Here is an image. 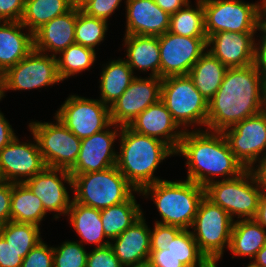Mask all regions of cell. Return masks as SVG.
Instances as JSON below:
<instances>
[{
	"label": "cell",
	"instance_id": "cell-1",
	"mask_svg": "<svg viewBox=\"0 0 266 267\" xmlns=\"http://www.w3.org/2000/svg\"><path fill=\"white\" fill-rule=\"evenodd\" d=\"M266 109V80L255 68H228L216 94L208 102L207 128H226Z\"/></svg>",
	"mask_w": 266,
	"mask_h": 267
},
{
	"label": "cell",
	"instance_id": "cell-2",
	"mask_svg": "<svg viewBox=\"0 0 266 267\" xmlns=\"http://www.w3.org/2000/svg\"><path fill=\"white\" fill-rule=\"evenodd\" d=\"M175 154L187 159V179L203 187L214 181L210 176L227 175L228 180L246 170L231 152L223 132L184 131Z\"/></svg>",
	"mask_w": 266,
	"mask_h": 267
},
{
	"label": "cell",
	"instance_id": "cell-3",
	"mask_svg": "<svg viewBox=\"0 0 266 267\" xmlns=\"http://www.w3.org/2000/svg\"><path fill=\"white\" fill-rule=\"evenodd\" d=\"M120 154L116 167L127 181L137 190L158 182L153 177L159 163L175 151L163 141L139 134L128 126H121Z\"/></svg>",
	"mask_w": 266,
	"mask_h": 267
},
{
	"label": "cell",
	"instance_id": "cell-4",
	"mask_svg": "<svg viewBox=\"0 0 266 267\" xmlns=\"http://www.w3.org/2000/svg\"><path fill=\"white\" fill-rule=\"evenodd\" d=\"M139 193L145 196L151 194L162 218L156 223L188 229L205 196V187L188 179L177 182L159 180L145 186Z\"/></svg>",
	"mask_w": 266,
	"mask_h": 267
},
{
	"label": "cell",
	"instance_id": "cell-5",
	"mask_svg": "<svg viewBox=\"0 0 266 267\" xmlns=\"http://www.w3.org/2000/svg\"><path fill=\"white\" fill-rule=\"evenodd\" d=\"M73 200L95 209H104L129 200L137 191L116 166L103 171L72 176Z\"/></svg>",
	"mask_w": 266,
	"mask_h": 267
},
{
	"label": "cell",
	"instance_id": "cell-6",
	"mask_svg": "<svg viewBox=\"0 0 266 267\" xmlns=\"http://www.w3.org/2000/svg\"><path fill=\"white\" fill-rule=\"evenodd\" d=\"M262 190L250 169L238 177L213 181L205 187V196L219 205L233 219H254L258 210Z\"/></svg>",
	"mask_w": 266,
	"mask_h": 267
},
{
	"label": "cell",
	"instance_id": "cell-7",
	"mask_svg": "<svg viewBox=\"0 0 266 267\" xmlns=\"http://www.w3.org/2000/svg\"><path fill=\"white\" fill-rule=\"evenodd\" d=\"M233 219L219 205L206 196L201 200L191 231L200 251L214 265L229 248ZM226 244V245H225Z\"/></svg>",
	"mask_w": 266,
	"mask_h": 267
},
{
	"label": "cell",
	"instance_id": "cell-8",
	"mask_svg": "<svg viewBox=\"0 0 266 267\" xmlns=\"http://www.w3.org/2000/svg\"><path fill=\"white\" fill-rule=\"evenodd\" d=\"M264 0L249 4L241 0H202L205 33L256 32L261 30Z\"/></svg>",
	"mask_w": 266,
	"mask_h": 267
},
{
	"label": "cell",
	"instance_id": "cell-9",
	"mask_svg": "<svg viewBox=\"0 0 266 267\" xmlns=\"http://www.w3.org/2000/svg\"><path fill=\"white\" fill-rule=\"evenodd\" d=\"M160 99L179 128L194 123L207 126L208 101L197 90L189 75L163 78Z\"/></svg>",
	"mask_w": 266,
	"mask_h": 267
},
{
	"label": "cell",
	"instance_id": "cell-10",
	"mask_svg": "<svg viewBox=\"0 0 266 267\" xmlns=\"http://www.w3.org/2000/svg\"><path fill=\"white\" fill-rule=\"evenodd\" d=\"M55 120L56 124L32 122L29 129L38 142L46 166L69 171L78 158L81 139L56 117Z\"/></svg>",
	"mask_w": 266,
	"mask_h": 267
},
{
	"label": "cell",
	"instance_id": "cell-11",
	"mask_svg": "<svg viewBox=\"0 0 266 267\" xmlns=\"http://www.w3.org/2000/svg\"><path fill=\"white\" fill-rule=\"evenodd\" d=\"M32 50L24 59L2 74L5 90H31L61 82L55 54Z\"/></svg>",
	"mask_w": 266,
	"mask_h": 267
},
{
	"label": "cell",
	"instance_id": "cell-12",
	"mask_svg": "<svg viewBox=\"0 0 266 267\" xmlns=\"http://www.w3.org/2000/svg\"><path fill=\"white\" fill-rule=\"evenodd\" d=\"M55 117L80 139L90 137L112 123L110 107L98 99L75 95L66 99Z\"/></svg>",
	"mask_w": 266,
	"mask_h": 267
},
{
	"label": "cell",
	"instance_id": "cell-13",
	"mask_svg": "<svg viewBox=\"0 0 266 267\" xmlns=\"http://www.w3.org/2000/svg\"><path fill=\"white\" fill-rule=\"evenodd\" d=\"M160 78L188 75L207 48V37H187L165 32L158 36Z\"/></svg>",
	"mask_w": 266,
	"mask_h": 267
},
{
	"label": "cell",
	"instance_id": "cell-14",
	"mask_svg": "<svg viewBox=\"0 0 266 267\" xmlns=\"http://www.w3.org/2000/svg\"><path fill=\"white\" fill-rule=\"evenodd\" d=\"M223 134L235 158L251 169L260 155L266 156V109L226 128Z\"/></svg>",
	"mask_w": 266,
	"mask_h": 267
},
{
	"label": "cell",
	"instance_id": "cell-15",
	"mask_svg": "<svg viewBox=\"0 0 266 267\" xmlns=\"http://www.w3.org/2000/svg\"><path fill=\"white\" fill-rule=\"evenodd\" d=\"M162 78L135 77L126 91L110 106L111 122L116 126H128L147 107L161 97Z\"/></svg>",
	"mask_w": 266,
	"mask_h": 267
},
{
	"label": "cell",
	"instance_id": "cell-16",
	"mask_svg": "<svg viewBox=\"0 0 266 267\" xmlns=\"http://www.w3.org/2000/svg\"><path fill=\"white\" fill-rule=\"evenodd\" d=\"M33 137L36 144L19 143L16 137L0 151V180L23 183L47 167Z\"/></svg>",
	"mask_w": 266,
	"mask_h": 267
},
{
	"label": "cell",
	"instance_id": "cell-17",
	"mask_svg": "<svg viewBox=\"0 0 266 267\" xmlns=\"http://www.w3.org/2000/svg\"><path fill=\"white\" fill-rule=\"evenodd\" d=\"M105 130L81 139V147L75 165L69 170L71 176L83 173L103 171L116 166L117 154L112 145L118 136L117 130Z\"/></svg>",
	"mask_w": 266,
	"mask_h": 267
},
{
	"label": "cell",
	"instance_id": "cell-18",
	"mask_svg": "<svg viewBox=\"0 0 266 267\" xmlns=\"http://www.w3.org/2000/svg\"><path fill=\"white\" fill-rule=\"evenodd\" d=\"M63 180L68 182L72 189V176L68 170L46 167L23 183L41 200L46 212L56 211L58 215L61 213L65 215L72 200L70 201Z\"/></svg>",
	"mask_w": 266,
	"mask_h": 267
},
{
	"label": "cell",
	"instance_id": "cell-19",
	"mask_svg": "<svg viewBox=\"0 0 266 267\" xmlns=\"http://www.w3.org/2000/svg\"><path fill=\"white\" fill-rule=\"evenodd\" d=\"M255 32L221 31L207 37V49L227 68L245 67L254 62ZM213 45V46H212Z\"/></svg>",
	"mask_w": 266,
	"mask_h": 267
},
{
	"label": "cell",
	"instance_id": "cell-20",
	"mask_svg": "<svg viewBox=\"0 0 266 267\" xmlns=\"http://www.w3.org/2000/svg\"><path fill=\"white\" fill-rule=\"evenodd\" d=\"M128 127L139 134L163 141L175 152L185 131H175L179 126L161 99L147 107Z\"/></svg>",
	"mask_w": 266,
	"mask_h": 267
},
{
	"label": "cell",
	"instance_id": "cell-21",
	"mask_svg": "<svg viewBox=\"0 0 266 267\" xmlns=\"http://www.w3.org/2000/svg\"><path fill=\"white\" fill-rule=\"evenodd\" d=\"M126 34L161 36L169 30L170 14L154 0H126Z\"/></svg>",
	"mask_w": 266,
	"mask_h": 267
},
{
	"label": "cell",
	"instance_id": "cell-22",
	"mask_svg": "<svg viewBox=\"0 0 266 267\" xmlns=\"http://www.w3.org/2000/svg\"><path fill=\"white\" fill-rule=\"evenodd\" d=\"M76 9L55 17L33 33L34 50L60 53L75 43Z\"/></svg>",
	"mask_w": 266,
	"mask_h": 267
},
{
	"label": "cell",
	"instance_id": "cell-23",
	"mask_svg": "<svg viewBox=\"0 0 266 267\" xmlns=\"http://www.w3.org/2000/svg\"><path fill=\"white\" fill-rule=\"evenodd\" d=\"M114 240L109 245L123 266L149 259L150 229L143 215Z\"/></svg>",
	"mask_w": 266,
	"mask_h": 267
},
{
	"label": "cell",
	"instance_id": "cell-24",
	"mask_svg": "<svg viewBox=\"0 0 266 267\" xmlns=\"http://www.w3.org/2000/svg\"><path fill=\"white\" fill-rule=\"evenodd\" d=\"M0 21V73L24 59L33 49V33H22L21 21Z\"/></svg>",
	"mask_w": 266,
	"mask_h": 267
},
{
	"label": "cell",
	"instance_id": "cell-25",
	"mask_svg": "<svg viewBox=\"0 0 266 267\" xmlns=\"http://www.w3.org/2000/svg\"><path fill=\"white\" fill-rule=\"evenodd\" d=\"M127 47L125 61L133 70H149L150 76L160 77V49L157 36L128 35L124 37ZM127 45V46H126Z\"/></svg>",
	"mask_w": 266,
	"mask_h": 267
},
{
	"label": "cell",
	"instance_id": "cell-26",
	"mask_svg": "<svg viewBox=\"0 0 266 267\" xmlns=\"http://www.w3.org/2000/svg\"><path fill=\"white\" fill-rule=\"evenodd\" d=\"M67 214L70 216L72 227H74L78 236L82 238L81 244L82 242H87L96 244L97 247H104L110 244L108 240L102 242L106 236L99 209L82 205L72 199Z\"/></svg>",
	"mask_w": 266,
	"mask_h": 267
},
{
	"label": "cell",
	"instance_id": "cell-27",
	"mask_svg": "<svg viewBox=\"0 0 266 267\" xmlns=\"http://www.w3.org/2000/svg\"><path fill=\"white\" fill-rule=\"evenodd\" d=\"M227 69L228 68L209 51H205L193 65L188 75L192 79L197 90L209 102L221 86Z\"/></svg>",
	"mask_w": 266,
	"mask_h": 267
},
{
	"label": "cell",
	"instance_id": "cell-28",
	"mask_svg": "<svg viewBox=\"0 0 266 267\" xmlns=\"http://www.w3.org/2000/svg\"><path fill=\"white\" fill-rule=\"evenodd\" d=\"M266 244V229L255 219H242L233 223L229 250L237 256L255 258Z\"/></svg>",
	"mask_w": 266,
	"mask_h": 267
},
{
	"label": "cell",
	"instance_id": "cell-29",
	"mask_svg": "<svg viewBox=\"0 0 266 267\" xmlns=\"http://www.w3.org/2000/svg\"><path fill=\"white\" fill-rule=\"evenodd\" d=\"M100 78V101L110 107L126 91L135 75L127 62L119 59L109 62L102 70Z\"/></svg>",
	"mask_w": 266,
	"mask_h": 267
},
{
	"label": "cell",
	"instance_id": "cell-30",
	"mask_svg": "<svg viewBox=\"0 0 266 267\" xmlns=\"http://www.w3.org/2000/svg\"><path fill=\"white\" fill-rule=\"evenodd\" d=\"M134 195L127 201L100 210L106 238L113 240L131 227L142 215Z\"/></svg>",
	"mask_w": 266,
	"mask_h": 267
},
{
	"label": "cell",
	"instance_id": "cell-31",
	"mask_svg": "<svg viewBox=\"0 0 266 267\" xmlns=\"http://www.w3.org/2000/svg\"><path fill=\"white\" fill-rule=\"evenodd\" d=\"M46 213L41 200L24 183H13L11 221L39 226Z\"/></svg>",
	"mask_w": 266,
	"mask_h": 267
},
{
	"label": "cell",
	"instance_id": "cell-32",
	"mask_svg": "<svg viewBox=\"0 0 266 267\" xmlns=\"http://www.w3.org/2000/svg\"><path fill=\"white\" fill-rule=\"evenodd\" d=\"M72 8L71 0H25L21 23L34 33L48 21L69 12Z\"/></svg>",
	"mask_w": 266,
	"mask_h": 267
},
{
	"label": "cell",
	"instance_id": "cell-33",
	"mask_svg": "<svg viewBox=\"0 0 266 267\" xmlns=\"http://www.w3.org/2000/svg\"><path fill=\"white\" fill-rule=\"evenodd\" d=\"M169 32L187 37H207L205 33L204 8L197 0L196 9L189 2L170 16Z\"/></svg>",
	"mask_w": 266,
	"mask_h": 267
},
{
	"label": "cell",
	"instance_id": "cell-34",
	"mask_svg": "<svg viewBox=\"0 0 266 267\" xmlns=\"http://www.w3.org/2000/svg\"><path fill=\"white\" fill-rule=\"evenodd\" d=\"M60 54L61 57H56V59L62 81L71 75L74 76L76 73L88 70L96 58L95 50L76 43L68 46Z\"/></svg>",
	"mask_w": 266,
	"mask_h": 267
},
{
	"label": "cell",
	"instance_id": "cell-35",
	"mask_svg": "<svg viewBox=\"0 0 266 267\" xmlns=\"http://www.w3.org/2000/svg\"><path fill=\"white\" fill-rule=\"evenodd\" d=\"M166 249H169L186 267H211L213 265L200 251L188 229H183L167 244Z\"/></svg>",
	"mask_w": 266,
	"mask_h": 267
},
{
	"label": "cell",
	"instance_id": "cell-36",
	"mask_svg": "<svg viewBox=\"0 0 266 267\" xmlns=\"http://www.w3.org/2000/svg\"><path fill=\"white\" fill-rule=\"evenodd\" d=\"M0 235L17 251H30L42 241L39 226L31 223L9 221L1 226Z\"/></svg>",
	"mask_w": 266,
	"mask_h": 267
},
{
	"label": "cell",
	"instance_id": "cell-37",
	"mask_svg": "<svg viewBox=\"0 0 266 267\" xmlns=\"http://www.w3.org/2000/svg\"><path fill=\"white\" fill-rule=\"evenodd\" d=\"M107 26V21L76 9L75 43L95 50V46L104 40Z\"/></svg>",
	"mask_w": 266,
	"mask_h": 267
},
{
	"label": "cell",
	"instance_id": "cell-38",
	"mask_svg": "<svg viewBox=\"0 0 266 267\" xmlns=\"http://www.w3.org/2000/svg\"><path fill=\"white\" fill-rule=\"evenodd\" d=\"M88 253L83 244L66 241L60 247H53L54 267H86Z\"/></svg>",
	"mask_w": 266,
	"mask_h": 267
},
{
	"label": "cell",
	"instance_id": "cell-39",
	"mask_svg": "<svg viewBox=\"0 0 266 267\" xmlns=\"http://www.w3.org/2000/svg\"><path fill=\"white\" fill-rule=\"evenodd\" d=\"M21 267H54L53 247H49L43 241L39 242L23 258Z\"/></svg>",
	"mask_w": 266,
	"mask_h": 267
},
{
	"label": "cell",
	"instance_id": "cell-40",
	"mask_svg": "<svg viewBox=\"0 0 266 267\" xmlns=\"http://www.w3.org/2000/svg\"><path fill=\"white\" fill-rule=\"evenodd\" d=\"M153 231L150 230L151 251H162L166 249L167 244L173 240L183 229L155 223Z\"/></svg>",
	"mask_w": 266,
	"mask_h": 267
},
{
	"label": "cell",
	"instance_id": "cell-41",
	"mask_svg": "<svg viewBox=\"0 0 266 267\" xmlns=\"http://www.w3.org/2000/svg\"><path fill=\"white\" fill-rule=\"evenodd\" d=\"M86 267H124L110 245L96 247L88 253Z\"/></svg>",
	"mask_w": 266,
	"mask_h": 267
},
{
	"label": "cell",
	"instance_id": "cell-42",
	"mask_svg": "<svg viewBox=\"0 0 266 267\" xmlns=\"http://www.w3.org/2000/svg\"><path fill=\"white\" fill-rule=\"evenodd\" d=\"M122 0H92L81 11L86 15L107 21Z\"/></svg>",
	"mask_w": 266,
	"mask_h": 267
},
{
	"label": "cell",
	"instance_id": "cell-43",
	"mask_svg": "<svg viewBox=\"0 0 266 267\" xmlns=\"http://www.w3.org/2000/svg\"><path fill=\"white\" fill-rule=\"evenodd\" d=\"M29 251H17L0 235V267H21Z\"/></svg>",
	"mask_w": 266,
	"mask_h": 267
},
{
	"label": "cell",
	"instance_id": "cell-44",
	"mask_svg": "<svg viewBox=\"0 0 266 267\" xmlns=\"http://www.w3.org/2000/svg\"><path fill=\"white\" fill-rule=\"evenodd\" d=\"M25 0H0V21H21Z\"/></svg>",
	"mask_w": 266,
	"mask_h": 267
},
{
	"label": "cell",
	"instance_id": "cell-45",
	"mask_svg": "<svg viewBox=\"0 0 266 267\" xmlns=\"http://www.w3.org/2000/svg\"><path fill=\"white\" fill-rule=\"evenodd\" d=\"M13 183L0 180V225L11 221V197Z\"/></svg>",
	"mask_w": 266,
	"mask_h": 267
},
{
	"label": "cell",
	"instance_id": "cell-46",
	"mask_svg": "<svg viewBox=\"0 0 266 267\" xmlns=\"http://www.w3.org/2000/svg\"><path fill=\"white\" fill-rule=\"evenodd\" d=\"M149 260L153 267H186L169 249L151 251Z\"/></svg>",
	"mask_w": 266,
	"mask_h": 267
},
{
	"label": "cell",
	"instance_id": "cell-47",
	"mask_svg": "<svg viewBox=\"0 0 266 267\" xmlns=\"http://www.w3.org/2000/svg\"><path fill=\"white\" fill-rule=\"evenodd\" d=\"M263 36L261 37L260 46L255 43L253 65L266 80V32L261 28Z\"/></svg>",
	"mask_w": 266,
	"mask_h": 267
},
{
	"label": "cell",
	"instance_id": "cell-48",
	"mask_svg": "<svg viewBox=\"0 0 266 267\" xmlns=\"http://www.w3.org/2000/svg\"><path fill=\"white\" fill-rule=\"evenodd\" d=\"M11 127L12 126L0 112V151L16 138L15 133Z\"/></svg>",
	"mask_w": 266,
	"mask_h": 267
},
{
	"label": "cell",
	"instance_id": "cell-49",
	"mask_svg": "<svg viewBox=\"0 0 266 267\" xmlns=\"http://www.w3.org/2000/svg\"><path fill=\"white\" fill-rule=\"evenodd\" d=\"M260 161L258 160L259 166L258 168H251V172L253 173L258 186L262 190V192L266 193V156L263 158L259 157Z\"/></svg>",
	"mask_w": 266,
	"mask_h": 267
},
{
	"label": "cell",
	"instance_id": "cell-50",
	"mask_svg": "<svg viewBox=\"0 0 266 267\" xmlns=\"http://www.w3.org/2000/svg\"><path fill=\"white\" fill-rule=\"evenodd\" d=\"M154 2L170 15L183 8L189 0H154Z\"/></svg>",
	"mask_w": 266,
	"mask_h": 267
},
{
	"label": "cell",
	"instance_id": "cell-51",
	"mask_svg": "<svg viewBox=\"0 0 266 267\" xmlns=\"http://www.w3.org/2000/svg\"><path fill=\"white\" fill-rule=\"evenodd\" d=\"M261 226L266 228V193L261 194L259 206L254 218Z\"/></svg>",
	"mask_w": 266,
	"mask_h": 267
},
{
	"label": "cell",
	"instance_id": "cell-52",
	"mask_svg": "<svg viewBox=\"0 0 266 267\" xmlns=\"http://www.w3.org/2000/svg\"><path fill=\"white\" fill-rule=\"evenodd\" d=\"M251 264L254 267H265L266 266V244L257 252L254 260Z\"/></svg>",
	"mask_w": 266,
	"mask_h": 267
},
{
	"label": "cell",
	"instance_id": "cell-53",
	"mask_svg": "<svg viewBox=\"0 0 266 267\" xmlns=\"http://www.w3.org/2000/svg\"><path fill=\"white\" fill-rule=\"evenodd\" d=\"M92 0H71L72 7L78 10H82Z\"/></svg>",
	"mask_w": 266,
	"mask_h": 267
},
{
	"label": "cell",
	"instance_id": "cell-54",
	"mask_svg": "<svg viewBox=\"0 0 266 267\" xmlns=\"http://www.w3.org/2000/svg\"><path fill=\"white\" fill-rule=\"evenodd\" d=\"M124 267H153L150 260L140 261L134 264L125 265Z\"/></svg>",
	"mask_w": 266,
	"mask_h": 267
},
{
	"label": "cell",
	"instance_id": "cell-55",
	"mask_svg": "<svg viewBox=\"0 0 266 267\" xmlns=\"http://www.w3.org/2000/svg\"><path fill=\"white\" fill-rule=\"evenodd\" d=\"M261 28L266 32V2L265 1L263 3V6H262V22H261Z\"/></svg>",
	"mask_w": 266,
	"mask_h": 267
},
{
	"label": "cell",
	"instance_id": "cell-56",
	"mask_svg": "<svg viewBox=\"0 0 266 267\" xmlns=\"http://www.w3.org/2000/svg\"><path fill=\"white\" fill-rule=\"evenodd\" d=\"M3 98V82H2V74L0 73V100Z\"/></svg>",
	"mask_w": 266,
	"mask_h": 267
},
{
	"label": "cell",
	"instance_id": "cell-57",
	"mask_svg": "<svg viewBox=\"0 0 266 267\" xmlns=\"http://www.w3.org/2000/svg\"><path fill=\"white\" fill-rule=\"evenodd\" d=\"M246 267H254L251 263H249V265L248 266H246Z\"/></svg>",
	"mask_w": 266,
	"mask_h": 267
}]
</instances>
